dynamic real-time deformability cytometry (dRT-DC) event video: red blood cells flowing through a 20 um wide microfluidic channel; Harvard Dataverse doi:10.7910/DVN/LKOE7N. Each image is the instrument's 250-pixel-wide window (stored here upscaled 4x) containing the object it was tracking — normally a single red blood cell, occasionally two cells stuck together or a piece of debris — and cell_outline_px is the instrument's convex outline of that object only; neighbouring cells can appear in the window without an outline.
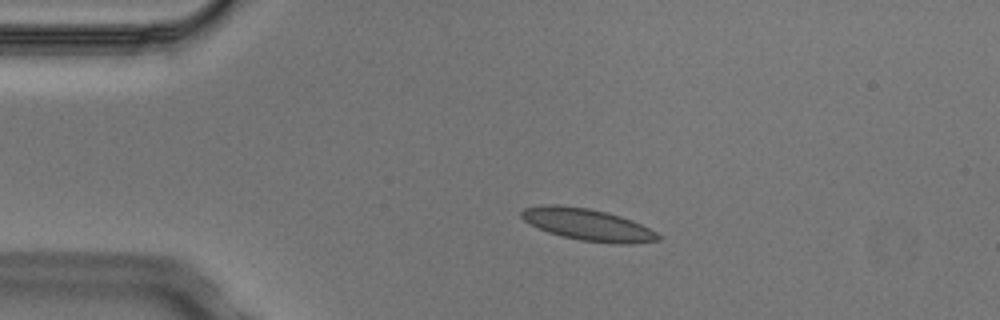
{"species": "Egyptian fruit bat (a non-hibernating species)", "species_latin": "Rousettus aegyptiacus", "temperature_condition": "cold", "stored_images_in_passage": 4, "camera_frame_rate_fps": 3000, "um_per_image_px": 0.085, "animal": {"sex": "male"}, "frame": {"image": 1, "passage_image": 3, "time_ms": 0.667, "image_size_px": [1000, 320], "cell_outline_px": [[660, 240], [632, 244], [612, 244], [580, 240], [548, 232], [524, 220], [520, 216], [520, 212], [524, 208], [552, 204], [556, 204], [588, 208], [608, 212], [632, 220], [656, 232], [660, 236]], "centroid_in_image_um": [49.98, 19.1], "position_along_channel_um": 35.0, "area_um2": 25.2}}